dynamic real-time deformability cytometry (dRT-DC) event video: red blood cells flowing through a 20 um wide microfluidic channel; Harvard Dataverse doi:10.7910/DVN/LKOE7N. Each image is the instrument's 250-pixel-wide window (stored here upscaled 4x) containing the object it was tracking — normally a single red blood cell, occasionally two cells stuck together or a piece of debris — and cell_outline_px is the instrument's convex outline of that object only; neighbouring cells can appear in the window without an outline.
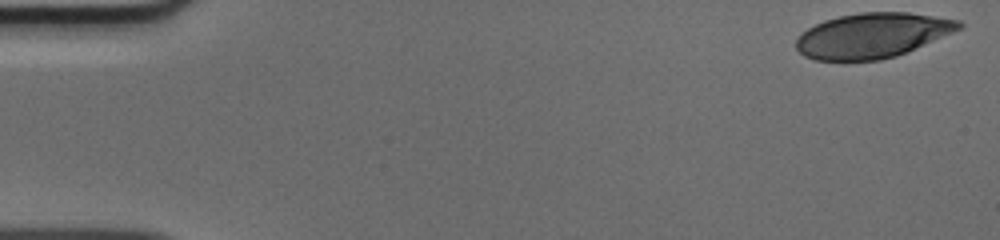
{"species": "human", "species_latin": "Homo sapiens", "temperature_condition": "cold", "stored_images_in_passage": 49, "camera_frame_rate_fps": 3000, "um_per_image_px": 0.085, "donor": {"sex": "male"}, "frame": {"image": 1, "passage_image": 1, "time_ms": 0.0, "image_size_px": [1000, 240], "cell_outline_px": [[964, 28], [908, 52], [896, 56], [880, 60], [816, 60], [804, 56], [796, 48], [796, 40], [808, 28], [824, 20], [840, 16], [860, 12], [908, 12], [960, 20], [964, 24]], "centroid_in_image_um": [74.21, 3.01], "position_along_channel_um": 10.8, "area_um2": 42.71}}
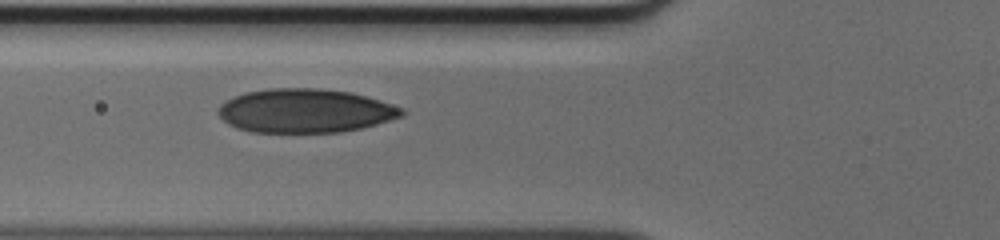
{"frame": {"image": 2, "passage_image": 18, "time_ms": 5.667, "image_size_px": [1000, 240], "cell_outline_px": [[404, 116], [376, 124], [360, 128], [340, 132], [252, 132], [236, 128], [228, 124], [216, 112], [216, 108], [220, 104], [236, 96], [248, 92], [268, 88], [316, 88], [352, 92], [404, 108]], "centroid_in_image_um": [25.93, 9.42], "position_along_channel_um": 99.9, "area_um2": 46.82}}
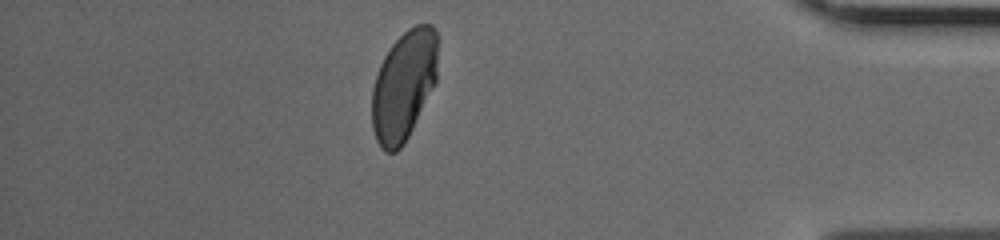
{"frame": {"image": 3, "passage_image": 43, "time_ms": 14.0, "image_size_px": [1000, 240], "cell_outline_px": [[436, 84], [404, 144], [396, 152], [384, 152], [380, 148], [376, 140], [372, 128], [372, 88], [380, 64], [384, 56], [392, 44], [408, 28], [416, 24], [432, 24], [436, 28]], "centroid_in_image_um": [34.31, 7.29], "position_along_channel_um": 400.9, "area_um2": 42.25}}